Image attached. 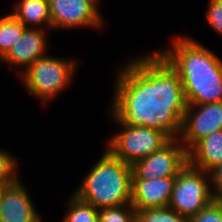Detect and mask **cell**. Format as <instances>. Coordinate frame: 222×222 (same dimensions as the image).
Returning a JSON list of instances; mask_svg holds the SVG:
<instances>
[{
  "label": "cell",
  "instance_id": "d6986e66",
  "mask_svg": "<svg viewBox=\"0 0 222 222\" xmlns=\"http://www.w3.org/2000/svg\"><path fill=\"white\" fill-rule=\"evenodd\" d=\"M17 168V159L6 150L0 149V185H10L17 182L20 178Z\"/></svg>",
  "mask_w": 222,
  "mask_h": 222
},
{
  "label": "cell",
  "instance_id": "7c38bea8",
  "mask_svg": "<svg viewBox=\"0 0 222 222\" xmlns=\"http://www.w3.org/2000/svg\"><path fill=\"white\" fill-rule=\"evenodd\" d=\"M176 176L132 179L131 205L135 210L168 207Z\"/></svg>",
  "mask_w": 222,
  "mask_h": 222
},
{
  "label": "cell",
  "instance_id": "7a4b0ae2",
  "mask_svg": "<svg viewBox=\"0 0 222 222\" xmlns=\"http://www.w3.org/2000/svg\"><path fill=\"white\" fill-rule=\"evenodd\" d=\"M158 52L178 72L187 105L222 102V60L188 36Z\"/></svg>",
  "mask_w": 222,
  "mask_h": 222
},
{
  "label": "cell",
  "instance_id": "5b68a950",
  "mask_svg": "<svg viewBox=\"0 0 222 222\" xmlns=\"http://www.w3.org/2000/svg\"><path fill=\"white\" fill-rule=\"evenodd\" d=\"M209 182V172L187 163L176 176L168 207L188 219L196 215L216 199Z\"/></svg>",
  "mask_w": 222,
  "mask_h": 222
},
{
  "label": "cell",
  "instance_id": "2e32d148",
  "mask_svg": "<svg viewBox=\"0 0 222 222\" xmlns=\"http://www.w3.org/2000/svg\"><path fill=\"white\" fill-rule=\"evenodd\" d=\"M69 199L66 204L68 210L62 222H98L99 209L80 200L75 194H72Z\"/></svg>",
  "mask_w": 222,
  "mask_h": 222
},
{
  "label": "cell",
  "instance_id": "9c48e42d",
  "mask_svg": "<svg viewBox=\"0 0 222 222\" xmlns=\"http://www.w3.org/2000/svg\"><path fill=\"white\" fill-rule=\"evenodd\" d=\"M222 129V102L187 105L179 136L188 151L197 141Z\"/></svg>",
  "mask_w": 222,
  "mask_h": 222
},
{
  "label": "cell",
  "instance_id": "277c9868",
  "mask_svg": "<svg viewBox=\"0 0 222 222\" xmlns=\"http://www.w3.org/2000/svg\"><path fill=\"white\" fill-rule=\"evenodd\" d=\"M77 63L74 59H64L46 55L38 58L19 77L27 92L50 103L72 83Z\"/></svg>",
  "mask_w": 222,
  "mask_h": 222
},
{
  "label": "cell",
  "instance_id": "44dd1931",
  "mask_svg": "<svg viewBox=\"0 0 222 222\" xmlns=\"http://www.w3.org/2000/svg\"><path fill=\"white\" fill-rule=\"evenodd\" d=\"M205 16L207 24L222 36V0H209Z\"/></svg>",
  "mask_w": 222,
  "mask_h": 222
},
{
  "label": "cell",
  "instance_id": "7402d4cb",
  "mask_svg": "<svg viewBox=\"0 0 222 222\" xmlns=\"http://www.w3.org/2000/svg\"><path fill=\"white\" fill-rule=\"evenodd\" d=\"M210 183L216 199L222 198V164H219L209 171Z\"/></svg>",
  "mask_w": 222,
  "mask_h": 222
},
{
  "label": "cell",
  "instance_id": "9a60e30c",
  "mask_svg": "<svg viewBox=\"0 0 222 222\" xmlns=\"http://www.w3.org/2000/svg\"><path fill=\"white\" fill-rule=\"evenodd\" d=\"M26 27L12 13L0 17V59L16 44Z\"/></svg>",
  "mask_w": 222,
  "mask_h": 222
},
{
  "label": "cell",
  "instance_id": "e0dca14e",
  "mask_svg": "<svg viewBox=\"0 0 222 222\" xmlns=\"http://www.w3.org/2000/svg\"><path fill=\"white\" fill-rule=\"evenodd\" d=\"M136 222H189L169 207L136 210Z\"/></svg>",
  "mask_w": 222,
  "mask_h": 222
},
{
  "label": "cell",
  "instance_id": "4fadbf2b",
  "mask_svg": "<svg viewBox=\"0 0 222 222\" xmlns=\"http://www.w3.org/2000/svg\"><path fill=\"white\" fill-rule=\"evenodd\" d=\"M187 154L189 164L206 172L222 164V129L197 141Z\"/></svg>",
  "mask_w": 222,
  "mask_h": 222
},
{
  "label": "cell",
  "instance_id": "30bf717a",
  "mask_svg": "<svg viewBox=\"0 0 222 222\" xmlns=\"http://www.w3.org/2000/svg\"><path fill=\"white\" fill-rule=\"evenodd\" d=\"M33 203L20 179L13 184L2 185L0 222H42Z\"/></svg>",
  "mask_w": 222,
  "mask_h": 222
},
{
  "label": "cell",
  "instance_id": "ffe728a7",
  "mask_svg": "<svg viewBox=\"0 0 222 222\" xmlns=\"http://www.w3.org/2000/svg\"><path fill=\"white\" fill-rule=\"evenodd\" d=\"M189 222H222V201L215 199L199 213L190 217Z\"/></svg>",
  "mask_w": 222,
  "mask_h": 222
},
{
  "label": "cell",
  "instance_id": "603a6c76",
  "mask_svg": "<svg viewBox=\"0 0 222 222\" xmlns=\"http://www.w3.org/2000/svg\"><path fill=\"white\" fill-rule=\"evenodd\" d=\"M1 195H2V185H0V198H1Z\"/></svg>",
  "mask_w": 222,
  "mask_h": 222
},
{
  "label": "cell",
  "instance_id": "6da1fadb",
  "mask_svg": "<svg viewBox=\"0 0 222 222\" xmlns=\"http://www.w3.org/2000/svg\"><path fill=\"white\" fill-rule=\"evenodd\" d=\"M111 113L123 124L179 138L187 102L178 72L157 51L130 59L117 72Z\"/></svg>",
  "mask_w": 222,
  "mask_h": 222
},
{
  "label": "cell",
  "instance_id": "5bb4252c",
  "mask_svg": "<svg viewBox=\"0 0 222 222\" xmlns=\"http://www.w3.org/2000/svg\"><path fill=\"white\" fill-rule=\"evenodd\" d=\"M13 9L12 15L26 28L51 30L49 0H18Z\"/></svg>",
  "mask_w": 222,
  "mask_h": 222
},
{
  "label": "cell",
  "instance_id": "ba28073f",
  "mask_svg": "<svg viewBox=\"0 0 222 222\" xmlns=\"http://www.w3.org/2000/svg\"><path fill=\"white\" fill-rule=\"evenodd\" d=\"M99 0H49L52 29L104 27Z\"/></svg>",
  "mask_w": 222,
  "mask_h": 222
},
{
  "label": "cell",
  "instance_id": "8fae6325",
  "mask_svg": "<svg viewBox=\"0 0 222 222\" xmlns=\"http://www.w3.org/2000/svg\"><path fill=\"white\" fill-rule=\"evenodd\" d=\"M46 30L38 28H26L21 40H18L7 53L0 59L4 64L14 67H23L18 71V76L24 72L38 58L47 55L48 41Z\"/></svg>",
  "mask_w": 222,
  "mask_h": 222
},
{
  "label": "cell",
  "instance_id": "8992f818",
  "mask_svg": "<svg viewBox=\"0 0 222 222\" xmlns=\"http://www.w3.org/2000/svg\"><path fill=\"white\" fill-rule=\"evenodd\" d=\"M111 115L121 130L109 138L106 149L126 164L132 166L136 161L156 152L170 140L162 131L145 126L125 125L112 113Z\"/></svg>",
  "mask_w": 222,
  "mask_h": 222
},
{
  "label": "cell",
  "instance_id": "ac0fdd59",
  "mask_svg": "<svg viewBox=\"0 0 222 222\" xmlns=\"http://www.w3.org/2000/svg\"><path fill=\"white\" fill-rule=\"evenodd\" d=\"M98 222H136V210L131 204L101 208Z\"/></svg>",
  "mask_w": 222,
  "mask_h": 222
},
{
  "label": "cell",
  "instance_id": "3957f363",
  "mask_svg": "<svg viewBox=\"0 0 222 222\" xmlns=\"http://www.w3.org/2000/svg\"><path fill=\"white\" fill-rule=\"evenodd\" d=\"M104 150L73 194L97 209L131 204L132 166Z\"/></svg>",
  "mask_w": 222,
  "mask_h": 222
},
{
  "label": "cell",
  "instance_id": "52a82bcc",
  "mask_svg": "<svg viewBox=\"0 0 222 222\" xmlns=\"http://www.w3.org/2000/svg\"><path fill=\"white\" fill-rule=\"evenodd\" d=\"M187 163V150L179 138H172L156 152L132 165V179L148 180L177 176Z\"/></svg>",
  "mask_w": 222,
  "mask_h": 222
}]
</instances>
